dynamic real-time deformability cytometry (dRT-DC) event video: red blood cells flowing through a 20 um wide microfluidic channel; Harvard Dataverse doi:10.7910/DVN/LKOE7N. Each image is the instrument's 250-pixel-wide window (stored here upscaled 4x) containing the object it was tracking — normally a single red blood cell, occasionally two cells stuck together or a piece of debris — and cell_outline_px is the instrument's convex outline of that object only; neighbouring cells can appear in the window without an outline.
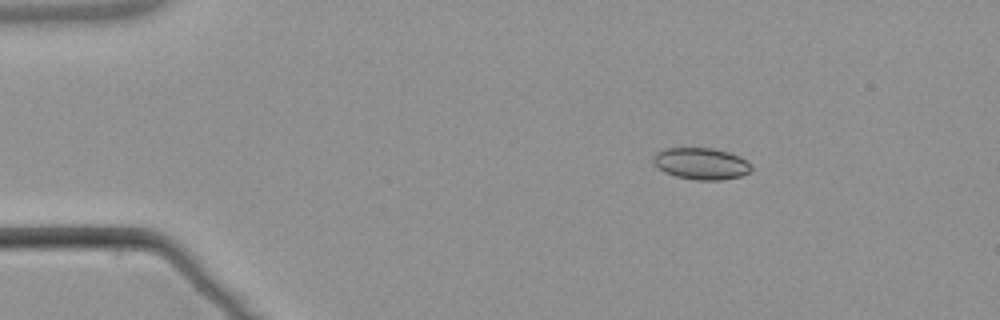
{"species": "common noctule bat (a hibernating species)", "species_latin": "Nyctalus noctula", "temperature_condition": "warm", "stored_images_in_passage": 3, "camera_frame_rate_fps": 3000, "um_per_image_px": 0.085, "animal": {"sex": "male", "body_mass_g": 21.5, "forearm_length_mm": 52.0}, "frame": {"image": 1, "passage_image": 1, "time_ms": 0.0, "image_size_px": [1000, 320], "cell_outline_px": [[752, 172], [740, 176], [720, 180], [696, 180], [676, 176], [664, 172], [652, 160], [652, 156], [656, 152], [664, 148], [712, 148], [728, 152], [740, 156], [752, 164]], "centroid_in_image_um": [59.62, 13.9], "position_along_channel_um": 25.4, "area_um2": 18.21}}